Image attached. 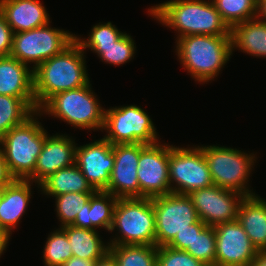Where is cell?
Wrapping results in <instances>:
<instances>
[{
  "mask_svg": "<svg viewBox=\"0 0 266 266\" xmlns=\"http://www.w3.org/2000/svg\"><path fill=\"white\" fill-rule=\"evenodd\" d=\"M0 12L14 33L50 24L46 8L39 0H0Z\"/></svg>",
  "mask_w": 266,
  "mask_h": 266,
  "instance_id": "obj_19",
  "label": "cell"
},
{
  "mask_svg": "<svg viewBox=\"0 0 266 266\" xmlns=\"http://www.w3.org/2000/svg\"><path fill=\"white\" fill-rule=\"evenodd\" d=\"M75 36L68 31L49 27V24L17 32L13 35L10 55L33 68L60 54L75 41Z\"/></svg>",
  "mask_w": 266,
  "mask_h": 266,
  "instance_id": "obj_8",
  "label": "cell"
},
{
  "mask_svg": "<svg viewBox=\"0 0 266 266\" xmlns=\"http://www.w3.org/2000/svg\"><path fill=\"white\" fill-rule=\"evenodd\" d=\"M94 266H117L114 257L108 252L101 259L96 260Z\"/></svg>",
  "mask_w": 266,
  "mask_h": 266,
  "instance_id": "obj_39",
  "label": "cell"
},
{
  "mask_svg": "<svg viewBox=\"0 0 266 266\" xmlns=\"http://www.w3.org/2000/svg\"><path fill=\"white\" fill-rule=\"evenodd\" d=\"M14 32L7 24L4 16L0 12V57L9 56L12 48Z\"/></svg>",
  "mask_w": 266,
  "mask_h": 266,
  "instance_id": "obj_36",
  "label": "cell"
},
{
  "mask_svg": "<svg viewBox=\"0 0 266 266\" xmlns=\"http://www.w3.org/2000/svg\"><path fill=\"white\" fill-rule=\"evenodd\" d=\"M87 40L75 36L80 46H109L116 42L124 33L119 31L111 22L93 26Z\"/></svg>",
  "mask_w": 266,
  "mask_h": 266,
  "instance_id": "obj_33",
  "label": "cell"
},
{
  "mask_svg": "<svg viewBox=\"0 0 266 266\" xmlns=\"http://www.w3.org/2000/svg\"><path fill=\"white\" fill-rule=\"evenodd\" d=\"M223 21L231 28L257 18L258 0H212Z\"/></svg>",
  "mask_w": 266,
  "mask_h": 266,
  "instance_id": "obj_27",
  "label": "cell"
},
{
  "mask_svg": "<svg viewBox=\"0 0 266 266\" xmlns=\"http://www.w3.org/2000/svg\"><path fill=\"white\" fill-rule=\"evenodd\" d=\"M35 111L22 124L14 126L0 138L8 169L15 179L34 181V169L41 153L47 131L35 118Z\"/></svg>",
  "mask_w": 266,
  "mask_h": 266,
  "instance_id": "obj_4",
  "label": "cell"
},
{
  "mask_svg": "<svg viewBox=\"0 0 266 266\" xmlns=\"http://www.w3.org/2000/svg\"><path fill=\"white\" fill-rule=\"evenodd\" d=\"M177 56L184 69L198 82L219 74L232 54L230 35H189L176 40Z\"/></svg>",
  "mask_w": 266,
  "mask_h": 266,
  "instance_id": "obj_3",
  "label": "cell"
},
{
  "mask_svg": "<svg viewBox=\"0 0 266 266\" xmlns=\"http://www.w3.org/2000/svg\"><path fill=\"white\" fill-rule=\"evenodd\" d=\"M215 266H252L258 252L238 220L214 227Z\"/></svg>",
  "mask_w": 266,
  "mask_h": 266,
  "instance_id": "obj_14",
  "label": "cell"
},
{
  "mask_svg": "<svg viewBox=\"0 0 266 266\" xmlns=\"http://www.w3.org/2000/svg\"><path fill=\"white\" fill-rule=\"evenodd\" d=\"M84 53L74 41L63 52L33 69V93L37 111L55 94L83 87L90 82Z\"/></svg>",
  "mask_w": 266,
  "mask_h": 266,
  "instance_id": "obj_1",
  "label": "cell"
},
{
  "mask_svg": "<svg viewBox=\"0 0 266 266\" xmlns=\"http://www.w3.org/2000/svg\"><path fill=\"white\" fill-rule=\"evenodd\" d=\"M206 226L207 225L199 219L196 223L190 224L188 229L177 233L167 246L185 251L189 245H192L196 235H198Z\"/></svg>",
  "mask_w": 266,
  "mask_h": 266,
  "instance_id": "obj_35",
  "label": "cell"
},
{
  "mask_svg": "<svg viewBox=\"0 0 266 266\" xmlns=\"http://www.w3.org/2000/svg\"><path fill=\"white\" fill-rule=\"evenodd\" d=\"M14 180L15 178L11 175L5 160L4 153L0 148V187L10 185Z\"/></svg>",
  "mask_w": 266,
  "mask_h": 266,
  "instance_id": "obj_37",
  "label": "cell"
},
{
  "mask_svg": "<svg viewBox=\"0 0 266 266\" xmlns=\"http://www.w3.org/2000/svg\"><path fill=\"white\" fill-rule=\"evenodd\" d=\"M133 38L124 33L116 42L109 46H81L82 50L87 48L97 53L98 57L111 65H121L131 60L135 54L136 46Z\"/></svg>",
  "mask_w": 266,
  "mask_h": 266,
  "instance_id": "obj_29",
  "label": "cell"
},
{
  "mask_svg": "<svg viewBox=\"0 0 266 266\" xmlns=\"http://www.w3.org/2000/svg\"><path fill=\"white\" fill-rule=\"evenodd\" d=\"M238 222L257 250H266V201L260 196H246L241 201Z\"/></svg>",
  "mask_w": 266,
  "mask_h": 266,
  "instance_id": "obj_21",
  "label": "cell"
},
{
  "mask_svg": "<svg viewBox=\"0 0 266 266\" xmlns=\"http://www.w3.org/2000/svg\"><path fill=\"white\" fill-rule=\"evenodd\" d=\"M252 266H266V250H259L257 252Z\"/></svg>",
  "mask_w": 266,
  "mask_h": 266,
  "instance_id": "obj_40",
  "label": "cell"
},
{
  "mask_svg": "<svg viewBox=\"0 0 266 266\" xmlns=\"http://www.w3.org/2000/svg\"><path fill=\"white\" fill-rule=\"evenodd\" d=\"M96 260H87L72 256L62 266H94Z\"/></svg>",
  "mask_w": 266,
  "mask_h": 266,
  "instance_id": "obj_38",
  "label": "cell"
},
{
  "mask_svg": "<svg viewBox=\"0 0 266 266\" xmlns=\"http://www.w3.org/2000/svg\"><path fill=\"white\" fill-rule=\"evenodd\" d=\"M157 266H207L184 250L171 247H157Z\"/></svg>",
  "mask_w": 266,
  "mask_h": 266,
  "instance_id": "obj_34",
  "label": "cell"
},
{
  "mask_svg": "<svg viewBox=\"0 0 266 266\" xmlns=\"http://www.w3.org/2000/svg\"><path fill=\"white\" fill-rule=\"evenodd\" d=\"M31 181L15 179L4 187L0 200V221L3 227L12 234V229L19 224L31 197Z\"/></svg>",
  "mask_w": 266,
  "mask_h": 266,
  "instance_id": "obj_22",
  "label": "cell"
},
{
  "mask_svg": "<svg viewBox=\"0 0 266 266\" xmlns=\"http://www.w3.org/2000/svg\"><path fill=\"white\" fill-rule=\"evenodd\" d=\"M257 18L263 22H266V0H258Z\"/></svg>",
  "mask_w": 266,
  "mask_h": 266,
  "instance_id": "obj_41",
  "label": "cell"
},
{
  "mask_svg": "<svg viewBox=\"0 0 266 266\" xmlns=\"http://www.w3.org/2000/svg\"><path fill=\"white\" fill-rule=\"evenodd\" d=\"M169 180L171 193L181 195H189L192 191L213 185L201 147L179 148L169 145Z\"/></svg>",
  "mask_w": 266,
  "mask_h": 266,
  "instance_id": "obj_10",
  "label": "cell"
},
{
  "mask_svg": "<svg viewBox=\"0 0 266 266\" xmlns=\"http://www.w3.org/2000/svg\"><path fill=\"white\" fill-rule=\"evenodd\" d=\"M230 39L232 52L238 48L251 56L266 57V22L254 18L234 25Z\"/></svg>",
  "mask_w": 266,
  "mask_h": 266,
  "instance_id": "obj_23",
  "label": "cell"
},
{
  "mask_svg": "<svg viewBox=\"0 0 266 266\" xmlns=\"http://www.w3.org/2000/svg\"><path fill=\"white\" fill-rule=\"evenodd\" d=\"M109 245H155L156 225L152 198H118L110 232L116 230Z\"/></svg>",
  "mask_w": 266,
  "mask_h": 266,
  "instance_id": "obj_5",
  "label": "cell"
},
{
  "mask_svg": "<svg viewBox=\"0 0 266 266\" xmlns=\"http://www.w3.org/2000/svg\"><path fill=\"white\" fill-rule=\"evenodd\" d=\"M61 229L67 235L70 249L75 257L98 260L109 252V244H104L97 230L78 228L72 225L64 226Z\"/></svg>",
  "mask_w": 266,
  "mask_h": 266,
  "instance_id": "obj_25",
  "label": "cell"
},
{
  "mask_svg": "<svg viewBox=\"0 0 266 266\" xmlns=\"http://www.w3.org/2000/svg\"><path fill=\"white\" fill-rule=\"evenodd\" d=\"M104 138L112 145L158 143L156 128L150 116L139 106L112 107L105 110Z\"/></svg>",
  "mask_w": 266,
  "mask_h": 266,
  "instance_id": "obj_9",
  "label": "cell"
},
{
  "mask_svg": "<svg viewBox=\"0 0 266 266\" xmlns=\"http://www.w3.org/2000/svg\"><path fill=\"white\" fill-rule=\"evenodd\" d=\"M75 164L95 191H106L114 166L113 145L103 137L76 146Z\"/></svg>",
  "mask_w": 266,
  "mask_h": 266,
  "instance_id": "obj_16",
  "label": "cell"
},
{
  "mask_svg": "<svg viewBox=\"0 0 266 266\" xmlns=\"http://www.w3.org/2000/svg\"><path fill=\"white\" fill-rule=\"evenodd\" d=\"M11 55L0 57V95L21 98L37 111L33 93V69Z\"/></svg>",
  "mask_w": 266,
  "mask_h": 266,
  "instance_id": "obj_18",
  "label": "cell"
},
{
  "mask_svg": "<svg viewBox=\"0 0 266 266\" xmlns=\"http://www.w3.org/2000/svg\"><path fill=\"white\" fill-rule=\"evenodd\" d=\"M117 266H157L156 245H109Z\"/></svg>",
  "mask_w": 266,
  "mask_h": 266,
  "instance_id": "obj_26",
  "label": "cell"
},
{
  "mask_svg": "<svg viewBox=\"0 0 266 266\" xmlns=\"http://www.w3.org/2000/svg\"><path fill=\"white\" fill-rule=\"evenodd\" d=\"M33 113L21 98L0 95V138L14 126L22 124Z\"/></svg>",
  "mask_w": 266,
  "mask_h": 266,
  "instance_id": "obj_28",
  "label": "cell"
},
{
  "mask_svg": "<svg viewBox=\"0 0 266 266\" xmlns=\"http://www.w3.org/2000/svg\"><path fill=\"white\" fill-rule=\"evenodd\" d=\"M3 192H4V187H0V200L2 198Z\"/></svg>",
  "mask_w": 266,
  "mask_h": 266,
  "instance_id": "obj_44",
  "label": "cell"
},
{
  "mask_svg": "<svg viewBox=\"0 0 266 266\" xmlns=\"http://www.w3.org/2000/svg\"><path fill=\"white\" fill-rule=\"evenodd\" d=\"M117 201L118 198L109 192L95 191L83 210L77 213L72 226L91 230L104 228L110 232Z\"/></svg>",
  "mask_w": 266,
  "mask_h": 266,
  "instance_id": "obj_20",
  "label": "cell"
},
{
  "mask_svg": "<svg viewBox=\"0 0 266 266\" xmlns=\"http://www.w3.org/2000/svg\"><path fill=\"white\" fill-rule=\"evenodd\" d=\"M0 233H9V232L3 227V225L1 224V221H0Z\"/></svg>",
  "mask_w": 266,
  "mask_h": 266,
  "instance_id": "obj_43",
  "label": "cell"
},
{
  "mask_svg": "<svg viewBox=\"0 0 266 266\" xmlns=\"http://www.w3.org/2000/svg\"><path fill=\"white\" fill-rule=\"evenodd\" d=\"M40 190L50 196H59L70 192L94 193L79 167L74 163L48 176L39 185Z\"/></svg>",
  "mask_w": 266,
  "mask_h": 266,
  "instance_id": "obj_24",
  "label": "cell"
},
{
  "mask_svg": "<svg viewBox=\"0 0 266 266\" xmlns=\"http://www.w3.org/2000/svg\"><path fill=\"white\" fill-rule=\"evenodd\" d=\"M215 186L246 196L255 195L247 187L255 156L225 146H201Z\"/></svg>",
  "mask_w": 266,
  "mask_h": 266,
  "instance_id": "obj_7",
  "label": "cell"
},
{
  "mask_svg": "<svg viewBox=\"0 0 266 266\" xmlns=\"http://www.w3.org/2000/svg\"><path fill=\"white\" fill-rule=\"evenodd\" d=\"M140 197L155 198L171 193L169 180V145H147L138 161Z\"/></svg>",
  "mask_w": 266,
  "mask_h": 266,
  "instance_id": "obj_13",
  "label": "cell"
},
{
  "mask_svg": "<svg viewBox=\"0 0 266 266\" xmlns=\"http://www.w3.org/2000/svg\"><path fill=\"white\" fill-rule=\"evenodd\" d=\"M75 150L76 143L68 135H47L34 169L35 185L58 170L73 165Z\"/></svg>",
  "mask_w": 266,
  "mask_h": 266,
  "instance_id": "obj_17",
  "label": "cell"
},
{
  "mask_svg": "<svg viewBox=\"0 0 266 266\" xmlns=\"http://www.w3.org/2000/svg\"><path fill=\"white\" fill-rule=\"evenodd\" d=\"M207 266H215L216 235L214 227L206 226L185 250Z\"/></svg>",
  "mask_w": 266,
  "mask_h": 266,
  "instance_id": "obj_32",
  "label": "cell"
},
{
  "mask_svg": "<svg viewBox=\"0 0 266 266\" xmlns=\"http://www.w3.org/2000/svg\"><path fill=\"white\" fill-rule=\"evenodd\" d=\"M146 144L113 145L114 166L106 192L117 198L140 197L138 182V161Z\"/></svg>",
  "mask_w": 266,
  "mask_h": 266,
  "instance_id": "obj_15",
  "label": "cell"
},
{
  "mask_svg": "<svg viewBox=\"0 0 266 266\" xmlns=\"http://www.w3.org/2000/svg\"><path fill=\"white\" fill-rule=\"evenodd\" d=\"M188 196L193 202L198 218L211 227L237 220L240 203L245 197L214 184L192 191Z\"/></svg>",
  "mask_w": 266,
  "mask_h": 266,
  "instance_id": "obj_12",
  "label": "cell"
},
{
  "mask_svg": "<svg viewBox=\"0 0 266 266\" xmlns=\"http://www.w3.org/2000/svg\"><path fill=\"white\" fill-rule=\"evenodd\" d=\"M10 233H0V257L6 250V246L9 243Z\"/></svg>",
  "mask_w": 266,
  "mask_h": 266,
  "instance_id": "obj_42",
  "label": "cell"
},
{
  "mask_svg": "<svg viewBox=\"0 0 266 266\" xmlns=\"http://www.w3.org/2000/svg\"><path fill=\"white\" fill-rule=\"evenodd\" d=\"M93 193L70 192L55 196V206L57 217L60 219L61 227L72 225L76 219L77 213L83 210Z\"/></svg>",
  "mask_w": 266,
  "mask_h": 266,
  "instance_id": "obj_31",
  "label": "cell"
},
{
  "mask_svg": "<svg viewBox=\"0 0 266 266\" xmlns=\"http://www.w3.org/2000/svg\"><path fill=\"white\" fill-rule=\"evenodd\" d=\"M157 247L168 245L177 233L188 229L199 218L188 195L170 193L152 198Z\"/></svg>",
  "mask_w": 266,
  "mask_h": 266,
  "instance_id": "obj_11",
  "label": "cell"
},
{
  "mask_svg": "<svg viewBox=\"0 0 266 266\" xmlns=\"http://www.w3.org/2000/svg\"><path fill=\"white\" fill-rule=\"evenodd\" d=\"M151 16L179 34L230 35V28L223 21L213 1L171 0L148 8Z\"/></svg>",
  "mask_w": 266,
  "mask_h": 266,
  "instance_id": "obj_2",
  "label": "cell"
},
{
  "mask_svg": "<svg viewBox=\"0 0 266 266\" xmlns=\"http://www.w3.org/2000/svg\"><path fill=\"white\" fill-rule=\"evenodd\" d=\"M90 82L80 88L52 96L38 111L54 116L75 128L103 130L105 109L100 106Z\"/></svg>",
  "mask_w": 266,
  "mask_h": 266,
  "instance_id": "obj_6",
  "label": "cell"
},
{
  "mask_svg": "<svg viewBox=\"0 0 266 266\" xmlns=\"http://www.w3.org/2000/svg\"><path fill=\"white\" fill-rule=\"evenodd\" d=\"M72 256L66 233L61 228L51 232L43 250L45 266H62Z\"/></svg>",
  "mask_w": 266,
  "mask_h": 266,
  "instance_id": "obj_30",
  "label": "cell"
}]
</instances>
